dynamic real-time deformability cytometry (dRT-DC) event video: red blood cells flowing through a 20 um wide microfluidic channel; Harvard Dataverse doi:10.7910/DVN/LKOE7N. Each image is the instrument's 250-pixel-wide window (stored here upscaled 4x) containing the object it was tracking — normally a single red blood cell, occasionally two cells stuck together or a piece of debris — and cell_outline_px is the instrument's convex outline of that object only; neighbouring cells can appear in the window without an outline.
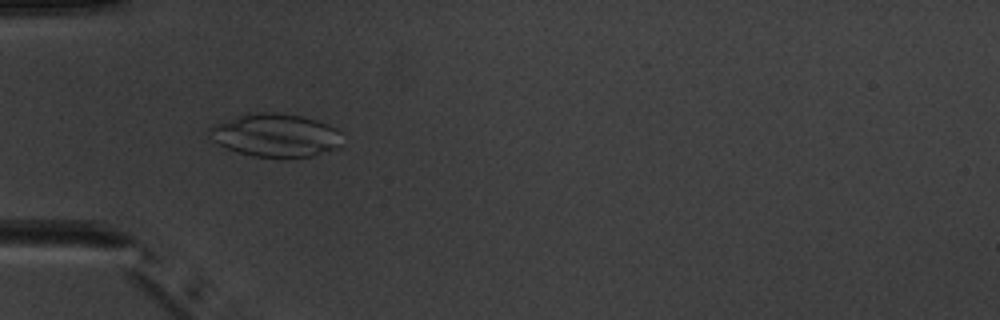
{"species": "common noctule bat (a hibernating species)", "species_latin": "Nyctalus noctula", "temperature_condition": "warm", "stored_images_in_passage": 4, "camera_frame_rate_fps": 3000, "um_per_image_px": 0.085, "animal": {"sex": "male", "body_mass_g": 20.1, "forearm_length_mm": 53.5}, "frame": {"image": 1, "passage_image": 3, "time_ms": 2.333, "image_size_px": [1000, 320], "cell_outline_px": [[340, 148], [312, 156], [284, 160], [280, 160], [252, 156], [228, 148], [212, 140], [208, 136], [208, 128], [212, 124], [248, 112], [276, 112], [304, 116], [328, 124], [336, 128], [340, 132]], "centroid_in_image_um": [23.42, 11.51], "position_along_channel_um": 61.6, "area_um2": 34.39}}
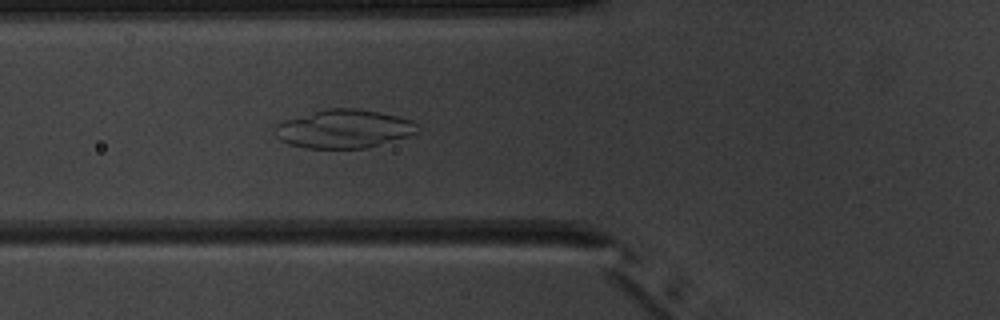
{"frame": {"image": 2, "passage_image": 4, "time_ms": 3.333, "image_size_px": [1000, 320], "cell_outline_px": [[420, 132], [408, 136], [368, 148], [308, 148], [288, 144], [280, 140], [272, 132], [272, 128], [276, 124], [284, 120], [324, 108], [356, 108], [380, 112], [412, 120], [416, 124]], "centroid_in_image_um": [29.19, 10.95], "position_along_channel_um": 96.6, "area_um2": 32.25}}